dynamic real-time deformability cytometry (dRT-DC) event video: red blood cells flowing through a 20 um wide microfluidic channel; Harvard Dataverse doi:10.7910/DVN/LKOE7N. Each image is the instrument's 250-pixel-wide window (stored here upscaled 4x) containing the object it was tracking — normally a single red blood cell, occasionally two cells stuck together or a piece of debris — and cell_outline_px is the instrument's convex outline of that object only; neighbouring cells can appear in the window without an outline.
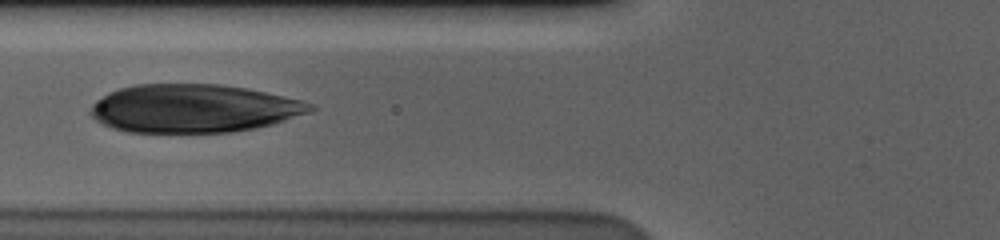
{"species": "human", "species_latin": "Homo sapiens", "temperature_condition": "cold", "stored_images_in_passage": 54, "camera_frame_rate_fps": 3000, "um_per_image_px": 0.085, "donor": {"sex": "male"}, "frame": {"image": 1, "passage_image": 19, "time_ms": 6.0, "image_size_px": [1000, 240], "cell_outline_px": [[316, 108], [312, 112], [272, 124], [256, 128], [232, 132], [128, 132], [112, 128], [96, 120], [92, 116], [92, 108], [108, 92], [120, 88], [136, 84], [220, 84], [248, 88], [300, 100], [312, 104]], "centroid_in_image_um": [16.51, 9.22], "position_along_channel_um": 109.3, "area_um2": 61.44}}
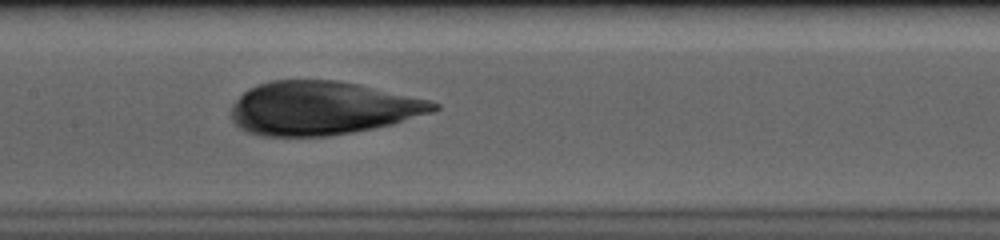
{"frame": {"image": 2, "passage_image": 25, "time_ms": 8.0, "image_size_px": [1000, 240], "cell_outline_px": [[440, 108], [432, 112], [392, 124], [352, 132], [328, 136], [264, 136], [244, 132], [232, 120], [232, 104], [248, 88], [272, 80], [336, 80], [356, 84], [428, 100], [440, 104]], "centroid_in_image_um": [27.35, 9.2], "position_along_channel_um": 180.1, "area_um2": 62.66}}